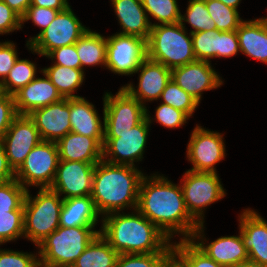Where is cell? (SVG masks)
Listing matches in <instances>:
<instances>
[{"instance_id": "6da1fadb", "label": "cell", "mask_w": 267, "mask_h": 267, "mask_svg": "<svg viewBox=\"0 0 267 267\" xmlns=\"http://www.w3.org/2000/svg\"><path fill=\"white\" fill-rule=\"evenodd\" d=\"M137 210L170 240L179 234L191 239L199 223L189 214L181 185L160 174L142 178Z\"/></svg>"}, {"instance_id": "7a4b0ae2", "label": "cell", "mask_w": 267, "mask_h": 267, "mask_svg": "<svg viewBox=\"0 0 267 267\" xmlns=\"http://www.w3.org/2000/svg\"><path fill=\"white\" fill-rule=\"evenodd\" d=\"M100 235L118 254L170 253L171 240L137 209L104 216ZM171 242V243H170Z\"/></svg>"}, {"instance_id": "3957f363", "label": "cell", "mask_w": 267, "mask_h": 267, "mask_svg": "<svg viewBox=\"0 0 267 267\" xmlns=\"http://www.w3.org/2000/svg\"><path fill=\"white\" fill-rule=\"evenodd\" d=\"M144 176L137 167L100 160L94 168L91 193L98 213L104 217L129 207L137 209Z\"/></svg>"}, {"instance_id": "277c9868", "label": "cell", "mask_w": 267, "mask_h": 267, "mask_svg": "<svg viewBox=\"0 0 267 267\" xmlns=\"http://www.w3.org/2000/svg\"><path fill=\"white\" fill-rule=\"evenodd\" d=\"M185 23L151 26L147 40V58L169 69L196 61L191 33Z\"/></svg>"}, {"instance_id": "5b68a950", "label": "cell", "mask_w": 267, "mask_h": 267, "mask_svg": "<svg viewBox=\"0 0 267 267\" xmlns=\"http://www.w3.org/2000/svg\"><path fill=\"white\" fill-rule=\"evenodd\" d=\"M95 226H59L37 247L40 267L72 266L100 230Z\"/></svg>"}, {"instance_id": "8992f818", "label": "cell", "mask_w": 267, "mask_h": 267, "mask_svg": "<svg viewBox=\"0 0 267 267\" xmlns=\"http://www.w3.org/2000/svg\"><path fill=\"white\" fill-rule=\"evenodd\" d=\"M27 190L24 200V237L38 246L59 226L63 198L50 188H40L31 197Z\"/></svg>"}, {"instance_id": "52a82bcc", "label": "cell", "mask_w": 267, "mask_h": 267, "mask_svg": "<svg viewBox=\"0 0 267 267\" xmlns=\"http://www.w3.org/2000/svg\"><path fill=\"white\" fill-rule=\"evenodd\" d=\"M146 109V118L130 131L104 133L103 160L112 164L135 166L142 161L149 127L153 121ZM110 157V158H109Z\"/></svg>"}, {"instance_id": "ba28073f", "label": "cell", "mask_w": 267, "mask_h": 267, "mask_svg": "<svg viewBox=\"0 0 267 267\" xmlns=\"http://www.w3.org/2000/svg\"><path fill=\"white\" fill-rule=\"evenodd\" d=\"M219 178L217 172L187 170L180 181L186 208L199 224H204L205 208L226 195Z\"/></svg>"}, {"instance_id": "9c48e42d", "label": "cell", "mask_w": 267, "mask_h": 267, "mask_svg": "<svg viewBox=\"0 0 267 267\" xmlns=\"http://www.w3.org/2000/svg\"><path fill=\"white\" fill-rule=\"evenodd\" d=\"M59 160L57 144L42 140L30 151L24 163L15 172V179L26 190L29 186L50 188Z\"/></svg>"}, {"instance_id": "30bf717a", "label": "cell", "mask_w": 267, "mask_h": 267, "mask_svg": "<svg viewBox=\"0 0 267 267\" xmlns=\"http://www.w3.org/2000/svg\"><path fill=\"white\" fill-rule=\"evenodd\" d=\"M87 30L69 5L57 13L49 26L30 43L28 50L46 56L55 48L75 44Z\"/></svg>"}, {"instance_id": "8fae6325", "label": "cell", "mask_w": 267, "mask_h": 267, "mask_svg": "<svg viewBox=\"0 0 267 267\" xmlns=\"http://www.w3.org/2000/svg\"><path fill=\"white\" fill-rule=\"evenodd\" d=\"M106 92L103 98L104 133L130 131L146 118V106L132 97L123 87L116 95Z\"/></svg>"}, {"instance_id": "7c38bea8", "label": "cell", "mask_w": 267, "mask_h": 267, "mask_svg": "<svg viewBox=\"0 0 267 267\" xmlns=\"http://www.w3.org/2000/svg\"><path fill=\"white\" fill-rule=\"evenodd\" d=\"M105 67L119 75L135 74L147 58V40L134 35L116 33L108 36Z\"/></svg>"}, {"instance_id": "4fadbf2b", "label": "cell", "mask_w": 267, "mask_h": 267, "mask_svg": "<svg viewBox=\"0 0 267 267\" xmlns=\"http://www.w3.org/2000/svg\"><path fill=\"white\" fill-rule=\"evenodd\" d=\"M223 134L196 125L187 145V158L195 172H214L215 165L225 157Z\"/></svg>"}, {"instance_id": "5bb4252c", "label": "cell", "mask_w": 267, "mask_h": 267, "mask_svg": "<svg viewBox=\"0 0 267 267\" xmlns=\"http://www.w3.org/2000/svg\"><path fill=\"white\" fill-rule=\"evenodd\" d=\"M10 167L16 172L42 139L28 115H18L2 138Z\"/></svg>"}, {"instance_id": "9a60e30c", "label": "cell", "mask_w": 267, "mask_h": 267, "mask_svg": "<svg viewBox=\"0 0 267 267\" xmlns=\"http://www.w3.org/2000/svg\"><path fill=\"white\" fill-rule=\"evenodd\" d=\"M96 164L59 160L55 178L50 189L56 191L61 196L65 194L62 197L63 199L90 196Z\"/></svg>"}, {"instance_id": "2e32d148", "label": "cell", "mask_w": 267, "mask_h": 267, "mask_svg": "<svg viewBox=\"0 0 267 267\" xmlns=\"http://www.w3.org/2000/svg\"><path fill=\"white\" fill-rule=\"evenodd\" d=\"M171 79L198 103L202 92L216 89L223 84L211 63L200 60L171 69Z\"/></svg>"}, {"instance_id": "e0dca14e", "label": "cell", "mask_w": 267, "mask_h": 267, "mask_svg": "<svg viewBox=\"0 0 267 267\" xmlns=\"http://www.w3.org/2000/svg\"><path fill=\"white\" fill-rule=\"evenodd\" d=\"M28 116L44 141L57 143L71 132L69 98L36 109Z\"/></svg>"}, {"instance_id": "ac0fdd59", "label": "cell", "mask_w": 267, "mask_h": 267, "mask_svg": "<svg viewBox=\"0 0 267 267\" xmlns=\"http://www.w3.org/2000/svg\"><path fill=\"white\" fill-rule=\"evenodd\" d=\"M139 72L137 89H135L132 83L122 87L145 106L146 101L160 99L162 91L171 80V69L161 63L146 58L135 73Z\"/></svg>"}, {"instance_id": "d6986e66", "label": "cell", "mask_w": 267, "mask_h": 267, "mask_svg": "<svg viewBox=\"0 0 267 267\" xmlns=\"http://www.w3.org/2000/svg\"><path fill=\"white\" fill-rule=\"evenodd\" d=\"M203 228H205L203 223L199 224L191 240L194 242L197 240V246L216 263L225 267H235L241 262L249 260L241 234L239 236H221L208 244L203 234Z\"/></svg>"}, {"instance_id": "ffe728a7", "label": "cell", "mask_w": 267, "mask_h": 267, "mask_svg": "<svg viewBox=\"0 0 267 267\" xmlns=\"http://www.w3.org/2000/svg\"><path fill=\"white\" fill-rule=\"evenodd\" d=\"M238 217L239 234L249 260L267 266V221L249 208Z\"/></svg>"}, {"instance_id": "44dd1931", "label": "cell", "mask_w": 267, "mask_h": 267, "mask_svg": "<svg viewBox=\"0 0 267 267\" xmlns=\"http://www.w3.org/2000/svg\"><path fill=\"white\" fill-rule=\"evenodd\" d=\"M43 78H35L13 94L18 115H29L32 111L46 107L62 99L50 79L40 71Z\"/></svg>"}, {"instance_id": "7402d4cb", "label": "cell", "mask_w": 267, "mask_h": 267, "mask_svg": "<svg viewBox=\"0 0 267 267\" xmlns=\"http://www.w3.org/2000/svg\"><path fill=\"white\" fill-rule=\"evenodd\" d=\"M103 142L104 138L86 137L69 132L56 143L59 159L98 163L103 158Z\"/></svg>"}, {"instance_id": "603a6c76", "label": "cell", "mask_w": 267, "mask_h": 267, "mask_svg": "<svg viewBox=\"0 0 267 267\" xmlns=\"http://www.w3.org/2000/svg\"><path fill=\"white\" fill-rule=\"evenodd\" d=\"M122 31V35H134L148 40L151 21L148 19L142 0H110Z\"/></svg>"}, {"instance_id": "cb8c5ba5", "label": "cell", "mask_w": 267, "mask_h": 267, "mask_svg": "<svg viewBox=\"0 0 267 267\" xmlns=\"http://www.w3.org/2000/svg\"><path fill=\"white\" fill-rule=\"evenodd\" d=\"M69 109L71 132L86 137L104 138V111L102 123L94 105L85 97L69 98Z\"/></svg>"}, {"instance_id": "d4e9b609", "label": "cell", "mask_w": 267, "mask_h": 267, "mask_svg": "<svg viewBox=\"0 0 267 267\" xmlns=\"http://www.w3.org/2000/svg\"><path fill=\"white\" fill-rule=\"evenodd\" d=\"M240 52L267 64V24L263 18L243 21L236 30Z\"/></svg>"}, {"instance_id": "484cf974", "label": "cell", "mask_w": 267, "mask_h": 267, "mask_svg": "<svg viewBox=\"0 0 267 267\" xmlns=\"http://www.w3.org/2000/svg\"><path fill=\"white\" fill-rule=\"evenodd\" d=\"M100 214L90 196L63 200L59 224L61 227L95 226Z\"/></svg>"}, {"instance_id": "4316f807", "label": "cell", "mask_w": 267, "mask_h": 267, "mask_svg": "<svg viewBox=\"0 0 267 267\" xmlns=\"http://www.w3.org/2000/svg\"><path fill=\"white\" fill-rule=\"evenodd\" d=\"M76 50L81 63L84 66H96L106 64L107 40L101 34L88 29L76 42Z\"/></svg>"}, {"instance_id": "83f0119b", "label": "cell", "mask_w": 267, "mask_h": 267, "mask_svg": "<svg viewBox=\"0 0 267 267\" xmlns=\"http://www.w3.org/2000/svg\"><path fill=\"white\" fill-rule=\"evenodd\" d=\"M119 254L100 235L92 240L73 267H116Z\"/></svg>"}, {"instance_id": "f1b7e54d", "label": "cell", "mask_w": 267, "mask_h": 267, "mask_svg": "<svg viewBox=\"0 0 267 267\" xmlns=\"http://www.w3.org/2000/svg\"><path fill=\"white\" fill-rule=\"evenodd\" d=\"M41 71L50 79L62 98L80 97L75 95L74 92L82 85L85 79L82 69L53 64L50 67L41 69Z\"/></svg>"}, {"instance_id": "f546056e", "label": "cell", "mask_w": 267, "mask_h": 267, "mask_svg": "<svg viewBox=\"0 0 267 267\" xmlns=\"http://www.w3.org/2000/svg\"><path fill=\"white\" fill-rule=\"evenodd\" d=\"M36 64L27 59L18 58L6 79L0 84V91L13 95L36 78Z\"/></svg>"}, {"instance_id": "4dcf8cb0", "label": "cell", "mask_w": 267, "mask_h": 267, "mask_svg": "<svg viewBox=\"0 0 267 267\" xmlns=\"http://www.w3.org/2000/svg\"><path fill=\"white\" fill-rule=\"evenodd\" d=\"M210 17L214 20L217 31H235L244 21L238 10L219 0H205Z\"/></svg>"}, {"instance_id": "1f68e13d", "label": "cell", "mask_w": 267, "mask_h": 267, "mask_svg": "<svg viewBox=\"0 0 267 267\" xmlns=\"http://www.w3.org/2000/svg\"><path fill=\"white\" fill-rule=\"evenodd\" d=\"M142 4L148 19L150 15L158 21L151 23V26L180 22L181 12L177 0H142Z\"/></svg>"}, {"instance_id": "d6a6232c", "label": "cell", "mask_w": 267, "mask_h": 267, "mask_svg": "<svg viewBox=\"0 0 267 267\" xmlns=\"http://www.w3.org/2000/svg\"><path fill=\"white\" fill-rule=\"evenodd\" d=\"M173 251L185 262L187 267H225L216 263L197 244L191 240L180 239L172 244Z\"/></svg>"}, {"instance_id": "836d02e7", "label": "cell", "mask_w": 267, "mask_h": 267, "mask_svg": "<svg viewBox=\"0 0 267 267\" xmlns=\"http://www.w3.org/2000/svg\"><path fill=\"white\" fill-rule=\"evenodd\" d=\"M186 13L181 14L180 23L187 22L194 30L190 33L216 29L214 20L206 7L205 0H189Z\"/></svg>"}, {"instance_id": "e575fe53", "label": "cell", "mask_w": 267, "mask_h": 267, "mask_svg": "<svg viewBox=\"0 0 267 267\" xmlns=\"http://www.w3.org/2000/svg\"><path fill=\"white\" fill-rule=\"evenodd\" d=\"M160 98L163 100L162 103L184 112L189 118L199 106V103L172 79L162 91Z\"/></svg>"}, {"instance_id": "d590c367", "label": "cell", "mask_w": 267, "mask_h": 267, "mask_svg": "<svg viewBox=\"0 0 267 267\" xmlns=\"http://www.w3.org/2000/svg\"><path fill=\"white\" fill-rule=\"evenodd\" d=\"M27 190L16 180L0 182V213L24 210Z\"/></svg>"}, {"instance_id": "8d00e7d4", "label": "cell", "mask_w": 267, "mask_h": 267, "mask_svg": "<svg viewBox=\"0 0 267 267\" xmlns=\"http://www.w3.org/2000/svg\"><path fill=\"white\" fill-rule=\"evenodd\" d=\"M196 60L211 62L217 57L218 31L207 30L191 33Z\"/></svg>"}, {"instance_id": "74e56055", "label": "cell", "mask_w": 267, "mask_h": 267, "mask_svg": "<svg viewBox=\"0 0 267 267\" xmlns=\"http://www.w3.org/2000/svg\"><path fill=\"white\" fill-rule=\"evenodd\" d=\"M24 210L0 213V245L24 237Z\"/></svg>"}, {"instance_id": "f35d334b", "label": "cell", "mask_w": 267, "mask_h": 267, "mask_svg": "<svg viewBox=\"0 0 267 267\" xmlns=\"http://www.w3.org/2000/svg\"><path fill=\"white\" fill-rule=\"evenodd\" d=\"M168 254H119L116 267H159Z\"/></svg>"}, {"instance_id": "ab89813d", "label": "cell", "mask_w": 267, "mask_h": 267, "mask_svg": "<svg viewBox=\"0 0 267 267\" xmlns=\"http://www.w3.org/2000/svg\"><path fill=\"white\" fill-rule=\"evenodd\" d=\"M59 10L46 7L29 6L26 13L21 17V26L24 22L32 20V23L41 28V31L34 37H30L26 43L30 47V43L54 20Z\"/></svg>"}, {"instance_id": "60d3db41", "label": "cell", "mask_w": 267, "mask_h": 267, "mask_svg": "<svg viewBox=\"0 0 267 267\" xmlns=\"http://www.w3.org/2000/svg\"><path fill=\"white\" fill-rule=\"evenodd\" d=\"M35 254L0 249V267H40L39 256Z\"/></svg>"}, {"instance_id": "b9f144b4", "label": "cell", "mask_w": 267, "mask_h": 267, "mask_svg": "<svg viewBox=\"0 0 267 267\" xmlns=\"http://www.w3.org/2000/svg\"><path fill=\"white\" fill-rule=\"evenodd\" d=\"M189 117L182 111L165 103H161L155 110V120L166 128H178L186 124Z\"/></svg>"}, {"instance_id": "7bdbcfd3", "label": "cell", "mask_w": 267, "mask_h": 267, "mask_svg": "<svg viewBox=\"0 0 267 267\" xmlns=\"http://www.w3.org/2000/svg\"><path fill=\"white\" fill-rule=\"evenodd\" d=\"M45 57L54 60V65L81 69L80 59L76 50V43L70 46L55 48L54 50L50 51Z\"/></svg>"}, {"instance_id": "ee69618b", "label": "cell", "mask_w": 267, "mask_h": 267, "mask_svg": "<svg viewBox=\"0 0 267 267\" xmlns=\"http://www.w3.org/2000/svg\"><path fill=\"white\" fill-rule=\"evenodd\" d=\"M17 116L13 95L0 91V140Z\"/></svg>"}, {"instance_id": "f6af8a7d", "label": "cell", "mask_w": 267, "mask_h": 267, "mask_svg": "<svg viewBox=\"0 0 267 267\" xmlns=\"http://www.w3.org/2000/svg\"><path fill=\"white\" fill-rule=\"evenodd\" d=\"M240 52L239 39L235 31H218L217 57H233Z\"/></svg>"}, {"instance_id": "bcb514c9", "label": "cell", "mask_w": 267, "mask_h": 267, "mask_svg": "<svg viewBox=\"0 0 267 267\" xmlns=\"http://www.w3.org/2000/svg\"><path fill=\"white\" fill-rule=\"evenodd\" d=\"M14 43L10 41L0 42V84L6 79L9 71L15 65L18 54Z\"/></svg>"}, {"instance_id": "7dc6e473", "label": "cell", "mask_w": 267, "mask_h": 267, "mask_svg": "<svg viewBox=\"0 0 267 267\" xmlns=\"http://www.w3.org/2000/svg\"><path fill=\"white\" fill-rule=\"evenodd\" d=\"M22 28L21 17L3 0H0V34H9Z\"/></svg>"}, {"instance_id": "c3c4849f", "label": "cell", "mask_w": 267, "mask_h": 267, "mask_svg": "<svg viewBox=\"0 0 267 267\" xmlns=\"http://www.w3.org/2000/svg\"><path fill=\"white\" fill-rule=\"evenodd\" d=\"M15 179V172L10 167L3 141L0 140V182H7Z\"/></svg>"}, {"instance_id": "681fc988", "label": "cell", "mask_w": 267, "mask_h": 267, "mask_svg": "<svg viewBox=\"0 0 267 267\" xmlns=\"http://www.w3.org/2000/svg\"><path fill=\"white\" fill-rule=\"evenodd\" d=\"M30 6L46 7L62 11L69 6L68 0H31Z\"/></svg>"}, {"instance_id": "f907efd6", "label": "cell", "mask_w": 267, "mask_h": 267, "mask_svg": "<svg viewBox=\"0 0 267 267\" xmlns=\"http://www.w3.org/2000/svg\"><path fill=\"white\" fill-rule=\"evenodd\" d=\"M12 10H14L20 17H22L29 6L31 0H3Z\"/></svg>"}, {"instance_id": "816d5d0a", "label": "cell", "mask_w": 267, "mask_h": 267, "mask_svg": "<svg viewBox=\"0 0 267 267\" xmlns=\"http://www.w3.org/2000/svg\"><path fill=\"white\" fill-rule=\"evenodd\" d=\"M159 267H187L185 262L172 250Z\"/></svg>"}, {"instance_id": "f5cc1de1", "label": "cell", "mask_w": 267, "mask_h": 267, "mask_svg": "<svg viewBox=\"0 0 267 267\" xmlns=\"http://www.w3.org/2000/svg\"><path fill=\"white\" fill-rule=\"evenodd\" d=\"M235 267H267V266L261 265L259 263L253 262L251 260H247V261L241 262L240 264L236 265Z\"/></svg>"}, {"instance_id": "db71d44e", "label": "cell", "mask_w": 267, "mask_h": 267, "mask_svg": "<svg viewBox=\"0 0 267 267\" xmlns=\"http://www.w3.org/2000/svg\"><path fill=\"white\" fill-rule=\"evenodd\" d=\"M222 3H224L225 5L232 7L236 10H238V6L241 0H219Z\"/></svg>"}, {"instance_id": "11a10c76", "label": "cell", "mask_w": 267, "mask_h": 267, "mask_svg": "<svg viewBox=\"0 0 267 267\" xmlns=\"http://www.w3.org/2000/svg\"><path fill=\"white\" fill-rule=\"evenodd\" d=\"M263 19L265 20L266 24H267V17H263Z\"/></svg>"}]
</instances>
